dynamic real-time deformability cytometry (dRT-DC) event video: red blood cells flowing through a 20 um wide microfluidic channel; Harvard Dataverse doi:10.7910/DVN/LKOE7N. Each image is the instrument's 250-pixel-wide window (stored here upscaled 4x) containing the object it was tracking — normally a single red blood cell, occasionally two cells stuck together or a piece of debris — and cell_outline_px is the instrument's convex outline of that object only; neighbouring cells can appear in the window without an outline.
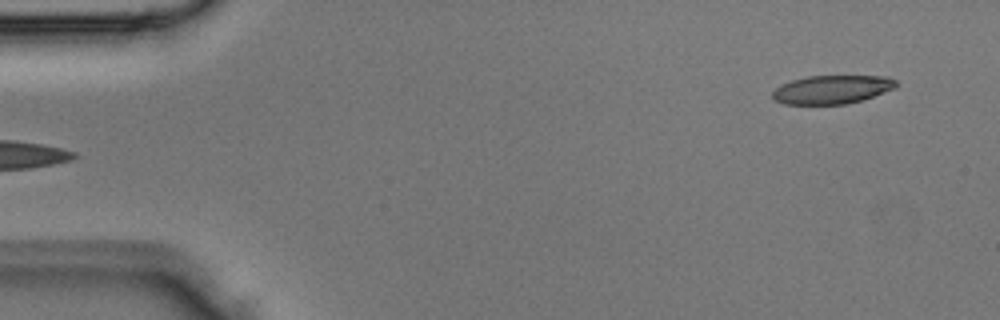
{"species": "Egyptian fruit bat (a non-hibernating species)", "species_latin": "Rousettus aegyptiacus", "temperature_condition": "room temperature", "stored_images_in_passage": 3, "segment_of_instrument_passage": [2, 2], "camera_frame_rate_fps": 3000, "um_per_image_px": 0.085, "animal": {"sex": "male"}, "frame": {"image": 1, "passage_image": 3, "time_ms": 0.667, "image_size_px": [1000, 320], "cell_outline_px": [[896, 88], [864, 100], [848, 104], [784, 104], [776, 100], [772, 96], [772, 92], [780, 84], [792, 80], [808, 76], [888, 76], [896, 80]], "centroid_in_image_um": [70.75, 7.61], "position_along_channel_um": 14.3, "area_um2": 20.69}}